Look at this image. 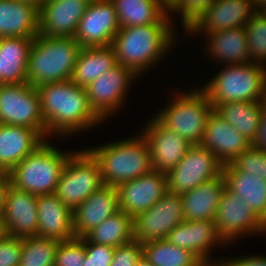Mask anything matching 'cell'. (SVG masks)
<instances>
[{"mask_svg":"<svg viewBox=\"0 0 266 266\" xmlns=\"http://www.w3.org/2000/svg\"><path fill=\"white\" fill-rule=\"evenodd\" d=\"M47 135L73 134L102 122L89 104L87 91L71 80L36 87Z\"/></svg>","mask_w":266,"mask_h":266,"instance_id":"1","label":"cell"},{"mask_svg":"<svg viewBox=\"0 0 266 266\" xmlns=\"http://www.w3.org/2000/svg\"><path fill=\"white\" fill-rule=\"evenodd\" d=\"M168 14L155 24L120 28L111 44L117 62L139 76L164 57L173 45L175 33Z\"/></svg>","mask_w":266,"mask_h":266,"instance_id":"2","label":"cell"},{"mask_svg":"<svg viewBox=\"0 0 266 266\" xmlns=\"http://www.w3.org/2000/svg\"><path fill=\"white\" fill-rule=\"evenodd\" d=\"M82 47L74 37L41 36L30 49L27 83L33 87L71 80Z\"/></svg>","mask_w":266,"mask_h":266,"instance_id":"3","label":"cell"},{"mask_svg":"<svg viewBox=\"0 0 266 266\" xmlns=\"http://www.w3.org/2000/svg\"><path fill=\"white\" fill-rule=\"evenodd\" d=\"M88 150L99 162L103 185L118 187L153 170L150 149L142 135Z\"/></svg>","mask_w":266,"mask_h":266,"instance_id":"4","label":"cell"},{"mask_svg":"<svg viewBox=\"0 0 266 266\" xmlns=\"http://www.w3.org/2000/svg\"><path fill=\"white\" fill-rule=\"evenodd\" d=\"M71 154L44 141L9 171L10 184L36 196L53 194Z\"/></svg>","mask_w":266,"mask_h":266,"instance_id":"5","label":"cell"},{"mask_svg":"<svg viewBox=\"0 0 266 266\" xmlns=\"http://www.w3.org/2000/svg\"><path fill=\"white\" fill-rule=\"evenodd\" d=\"M202 90L211 104L266 101V66L227 65Z\"/></svg>","mask_w":266,"mask_h":266,"instance_id":"6","label":"cell"},{"mask_svg":"<svg viewBox=\"0 0 266 266\" xmlns=\"http://www.w3.org/2000/svg\"><path fill=\"white\" fill-rule=\"evenodd\" d=\"M165 108L155 118L191 145L200 144L209 116L214 111L206 93L202 89L179 93Z\"/></svg>","mask_w":266,"mask_h":266,"instance_id":"7","label":"cell"},{"mask_svg":"<svg viewBox=\"0 0 266 266\" xmlns=\"http://www.w3.org/2000/svg\"><path fill=\"white\" fill-rule=\"evenodd\" d=\"M102 185L98 160L82 149L68 158L54 194L73 211Z\"/></svg>","mask_w":266,"mask_h":266,"instance_id":"8","label":"cell"},{"mask_svg":"<svg viewBox=\"0 0 266 266\" xmlns=\"http://www.w3.org/2000/svg\"><path fill=\"white\" fill-rule=\"evenodd\" d=\"M0 123L29 127L46 140L39 95L28 83L0 84Z\"/></svg>","mask_w":266,"mask_h":266,"instance_id":"9","label":"cell"},{"mask_svg":"<svg viewBox=\"0 0 266 266\" xmlns=\"http://www.w3.org/2000/svg\"><path fill=\"white\" fill-rule=\"evenodd\" d=\"M223 164L202 145H191L183 159L166 172L168 191L182 195L222 174Z\"/></svg>","mask_w":266,"mask_h":266,"instance_id":"10","label":"cell"},{"mask_svg":"<svg viewBox=\"0 0 266 266\" xmlns=\"http://www.w3.org/2000/svg\"><path fill=\"white\" fill-rule=\"evenodd\" d=\"M183 221L181 195L168 191L151 208L133 218L134 240L141 244L163 240Z\"/></svg>","mask_w":266,"mask_h":266,"instance_id":"11","label":"cell"},{"mask_svg":"<svg viewBox=\"0 0 266 266\" xmlns=\"http://www.w3.org/2000/svg\"><path fill=\"white\" fill-rule=\"evenodd\" d=\"M218 234L225 243L243 234L266 232V225L255 215L246 201L226 187L222 192L214 218ZM243 233V234H242Z\"/></svg>","mask_w":266,"mask_h":266,"instance_id":"12","label":"cell"},{"mask_svg":"<svg viewBox=\"0 0 266 266\" xmlns=\"http://www.w3.org/2000/svg\"><path fill=\"white\" fill-rule=\"evenodd\" d=\"M136 77L139 76L132 69L118 63L85 87L90 106L106 119L123 105L130 82Z\"/></svg>","mask_w":266,"mask_h":266,"instance_id":"13","label":"cell"},{"mask_svg":"<svg viewBox=\"0 0 266 266\" xmlns=\"http://www.w3.org/2000/svg\"><path fill=\"white\" fill-rule=\"evenodd\" d=\"M120 30L110 0L90 2L79 21L74 39L82 48L110 46Z\"/></svg>","mask_w":266,"mask_h":266,"instance_id":"14","label":"cell"},{"mask_svg":"<svg viewBox=\"0 0 266 266\" xmlns=\"http://www.w3.org/2000/svg\"><path fill=\"white\" fill-rule=\"evenodd\" d=\"M119 209L133 218L151 208L167 192L165 172H151L116 187Z\"/></svg>","mask_w":266,"mask_h":266,"instance_id":"15","label":"cell"},{"mask_svg":"<svg viewBox=\"0 0 266 266\" xmlns=\"http://www.w3.org/2000/svg\"><path fill=\"white\" fill-rule=\"evenodd\" d=\"M2 216L6 234L24 238L37 236V196L9 184L5 193Z\"/></svg>","mask_w":266,"mask_h":266,"instance_id":"16","label":"cell"},{"mask_svg":"<svg viewBox=\"0 0 266 266\" xmlns=\"http://www.w3.org/2000/svg\"><path fill=\"white\" fill-rule=\"evenodd\" d=\"M146 126L142 136L150 149L153 170L166 173L183 159L191 144L155 117Z\"/></svg>","mask_w":266,"mask_h":266,"instance_id":"17","label":"cell"},{"mask_svg":"<svg viewBox=\"0 0 266 266\" xmlns=\"http://www.w3.org/2000/svg\"><path fill=\"white\" fill-rule=\"evenodd\" d=\"M255 12L252 0H214L186 32L211 34L244 27Z\"/></svg>","mask_w":266,"mask_h":266,"instance_id":"18","label":"cell"},{"mask_svg":"<svg viewBox=\"0 0 266 266\" xmlns=\"http://www.w3.org/2000/svg\"><path fill=\"white\" fill-rule=\"evenodd\" d=\"M87 0H47L39 10V35L74 37Z\"/></svg>","mask_w":266,"mask_h":266,"instance_id":"19","label":"cell"},{"mask_svg":"<svg viewBox=\"0 0 266 266\" xmlns=\"http://www.w3.org/2000/svg\"><path fill=\"white\" fill-rule=\"evenodd\" d=\"M119 210L116 187L102 185L73 210L75 237H84L89 231Z\"/></svg>","mask_w":266,"mask_h":266,"instance_id":"20","label":"cell"},{"mask_svg":"<svg viewBox=\"0 0 266 266\" xmlns=\"http://www.w3.org/2000/svg\"><path fill=\"white\" fill-rule=\"evenodd\" d=\"M200 145L212 151L224 165L231 163L252 143L213 111L209 116Z\"/></svg>","mask_w":266,"mask_h":266,"instance_id":"21","label":"cell"},{"mask_svg":"<svg viewBox=\"0 0 266 266\" xmlns=\"http://www.w3.org/2000/svg\"><path fill=\"white\" fill-rule=\"evenodd\" d=\"M165 239L177 247L190 250L203 263H212L209 252L215 244H226L218 234L214 220L183 221Z\"/></svg>","mask_w":266,"mask_h":266,"instance_id":"22","label":"cell"},{"mask_svg":"<svg viewBox=\"0 0 266 266\" xmlns=\"http://www.w3.org/2000/svg\"><path fill=\"white\" fill-rule=\"evenodd\" d=\"M37 236L65 241L75 238L73 211L54 193L37 196Z\"/></svg>","mask_w":266,"mask_h":266,"instance_id":"23","label":"cell"},{"mask_svg":"<svg viewBox=\"0 0 266 266\" xmlns=\"http://www.w3.org/2000/svg\"><path fill=\"white\" fill-rule=\"evenodd\" d=\"M225 187V178L221 174L183 193L181 200L184 220H214Z\"/></svg>","mask_w":266,"mask_h":266,"instance_id":"24","label":"cell"},{"mask_svg":"<svg viewBox=\"0 0 266 266\" xmlns=\"http://www.w3.org/2000/svg\"><path fill=\"white\" fill-rule=\"evenodd\" d=\"M44 141L34 129L0 123V168L9 172Z\"/></svg>","mask_w":266,"mask_h":266,"instance_id":"25","label":"cell"},{"mask_svg":"<svg viewBox=\"0 0 266 266\" xmlns=\"http://www.w3.org/2000/svg\"><path fill=\"white\" fill-rule=\"evenodd\" d=\"M222 174L226 188L246 201L266 225V180L258 175L237 170L231 163L223 165Z\"/></svg>","mask_w":266,"mask_h":266,"instance_id":"26","label":"cell"},{"mask_svg":"<svg viewBox=\"0 0 266 266\" xmlns=\"http://www.w3.org/2000/svg\"><path fill=\"white\" fill-rule=\"evenodd\" d=\"M34 38H0V84L27 83V67Z\"/></svg>","mask_w":266,"mask_h":266,"instance_id":"27","label":"cell"},{"mask_svg":"<svg viewBox=\"0 0 266 266\" xmlns=\"http://www.w3.org/2000/svg\"><path fill=\"white\" fill-rule=\"evenodd\" d=\"M39 34V10L17 0H0V38Z\"/></svg>","mask_w":266,"mask_h":266,"instance_id":"28","label":"cell"},{"mask_svg":"<svg viewBox=\"0 0 266 266\" xmlns=\"http://www.w3.org/2000/svg\"><path fill=\"white\" fill-rule=\"evenodd\" d=\"M208 36V37H207ZM209 42L206 43L211 57L219 59L227 65H243L250 63L248 42L245 27L225 29L206 34Z\"/></svg>","mask_w":266,"mask_h":266,"instance_id":"29","label":"cell"},{"mask_svg":"<svg viewBox=\"0 0 266 266\" xmlns=\"http://www.w3.org/2000/svg\"><path fill=\"white\" fill-rule=\"evenodd\" d=\"M212 105L216 114L236 128L252 144L255 142L266 101H237Z\"/></svg>","mask_w":266,"mask_h":266,"instance_id":"30","label":"cell"},{"mask_svg":"<svg viewBox=\"0 0 266 266\" xmlns=\"http://www.w3.org/2000/svg\"><path fill=\"white\" fill-rule=\"evenodd\" d=\"M118 64L112 46L82 48L71 81L81 87H87L99 76Z\"/></svg>","mask_w":266,"mask_h":266,"instance_id":"31","label":"cell"},{"mask_svg":"<svg viewBox=\"0 0 266 266\" xmlns=\"http://www.w3.org/2000/svg\"><path fill=\"white\" fill-rule=\"evenodd\" d=\"M120 28L158 23L168 10L158 0H110Z\"/></svg>","mask_w":266,"mask_h":266,"instance_id":"32","label":"cell"},{"mask_svg":"<svg viewBox=\"0 0 266 266\" xmlns=\"http://www.w3.org/2000/svg\"><path fill=\"white\" fill-rule=\"evenodd\" d=\"M89 242L117 247L134 239L133 217L119 210L84 236Z\"/></svg>","mask_w":266,"mask_h":266,"instance_id":"33","label":"cell"},{"mask_svg":"<svg viewBox=\"0 0 266 266\" xmlns=\"http://www.w3.org/2000/svg\"><path fill=\"white\" fill-rule=\"evenodd\" d=\"M143 254L153 266H201L203 262L190 250L166 239L143 244Z\"/></svg>","mask_w":266,"mask_h":266,"instance_id":"34","label":"cell"},{"mask_svg":"<svg viewBox=\"0 0 266 266\" xmlns=\"http://www.w3.org/2000/svg\"><path fill=\"white\" fill-rule=\"evenodd\" d=\"M59 240L40 236L22 238L19 266H54Z\"/></svg>","mask_w":266,"mask_h":266,"instance_id":"35","label":"cell"},{"mask_svg":"<svg viewBox=\"0 0 266 266\" xmlns=\"http://www.w3.org/2000/svg\"><path fill=\"white\" fill-rule=\"evenodd\" d=\"M250 63L265 65L266 63V15L256 11L244 26Z\"/></svg>","mask_w":266,"mask_h":266,"instance_id":"36","label":"cell"},{"mask_svg":"<svg viewBox=\"0 0 266 266\" xmlns=\"http://www.w3.org/2000/svg\"><path fill=\"white\" fill-rule=\"evenodd\" d=\"M85 256V237L60 241L55 254L54 266H82Z\"/></svg>","mask_w":266,"mask_h":266,"instance_id":"37","label":"cell"},{"mask_svg":"<svg viewBox=\"0 0 266 266\" xmlns=\"http://www.w3.org/2000/svg\"><path fill=\"white\" fill-rule=\"evenodd\" d=\"M231 164L240 171L258 175L266 180V151L251 145L237 156Z\"/></svg>","mask_w":266,"mask_h":266,"instance_id":"38","label":"cell"},{"mask_svg":"<svg viewBox=\"0 0 266 266\" xmlns=\"http://www.w3.org/2000/svg\"><path fill=\"white\" fill-rule=\"evenodd\" d=\"M213 2L214 0H179L169 11L181 14L182 26L187 31Z\"/></svg>","mask_w":266,"mask_h":266,"instance_id":"39","label":"cell"},{"mask_svg":"<svg viewBox=\"0 0 266 266\" xmlns=\"http://www.w3.org/2000/svg\"><path fill=\"white\" fill-rule=\"evenodd\" d=\"M143 254V244L132 240L115 247L110 266H136L137 260Z\"/></svg>","mask_w":266,"mask_h":266,"instance_id":"40","label":"cell"},{"mask_svg":"<svg viewBox=\"0 0 266 266\" xmlns=\"http://www.w3.org/2000/svg\"><path fill=\"white\" fill-rule=\"evenodd\" d=\"M115 248L89 242L86 239V256L82 266H110Z\"/></svg>","mask_w":266,"mask_h":266,"instance_id":"41","label":"cell"},{"mask_svg":"<svg viewBox=\"0 0 266 266\" xmlns=\"http://www.w3.org/2000/svg\"><path fill=\"white\" fill-rule=\"evenodd\" d=\"M22 238L6 235L0 239V266H19Z\"/></svg>","mask_w":266,"mask_h":266,"instance_id":"42","label":"cell"},{"mask_svg":"<svg viewBox=\"0 0 266 266\" xmlns=\"http://www.w3.org/2000/svg\"><path fill=\"white\" fill-rule=\"evenodd\" d=\"M222 266H266V257L256 256H241V258L222 260L219 262Z\"/></svg>","mask_w":266,"mask_h":266,"instance_id":"43","label":"cell"},{"mask_svg":"<svg viewBox=\"0 0 266 266\" xmlns=\"http://www.w3.org/2000/svg\"><path fill=\"white\" fill-rule=\"evenodd\" d=\"M252 145L266 151V105L263 107L261 112L259 132L255 142Z\"/></svg>","mask_w":266,"mask_h":266,"instance_id":"44","label":"cell"},{"mask_svg":"<svg viewBox=\"0 0 266 266\" xmlns=\"http://www.w3.org/2000/svg\"><path fill=\"white\" fill-rule=\"evenodd\" d=\"M9 184H10L9 172H7L3 168H0V209L1 210L3 208L5 193Z\"/></svg>","mask_w":266,"mask_h":266,"instance_id":"45","label":"cell"},{"mask_svg":"<svg viewBox=\"0 0 266 266\" xmlns=\"http://www.w3.org/2000/svg\"><path fill=\"white\" fill-rule=\"evenodd\" d=\"M17 1H20L22 3H26V4H29V5H32L35 8H37L38 10H40V8L43 6V4L47 0H17Z\"/></svg>","mask_w":266,"mask_h":266,"instance_id":"46","label":"cell"},{"mask_svg":"<svg viewBox=\"0 0 266 266\" xmlns=\"http://www.w3.org/2000/svg\"><path fill=\"white\" fill-rule=\"evenodd\" d=\"M256 11H263L266 8V0H252Z\"/></svg>","mask_w":266,"mask_h":266,"instance_id":"47","label":"cell"},{"mask_svg":"<svg viewBox=\"0 0 266 266\" xmlns=\"http://www.w3.org/2000/svg\"><path fill=\"white\" fill-rule=\"evenodd\" d=\"M169 12L179 0H158Z\"/></svg>","mask_w":266,"mask_h":266,"instance_id":"48","label":"cell"},{"mask_svg":"<svg viewBox=\"0 0 266 266\" xmlns=\"http://www.w3.org/2000/svg\"><path fill=\"white\" fill-rule=\"evenodd\" d=\"M6 235L7 234L2 216V210L0 209V239L4 238Z\"/></svg>","mask_w":266,"mask_h":266,"instance_id":"49","label":"cell"},{"mask_svg":"<svg viewBox=\"0 0 266 266\" xmlns=\"http://www.w3.org/2000/svg\"><path fill=\"white\" fill-rule=\"evenodd\" d=\"M136 266H153L149 260L145 257L144 254L140 256V258L137 260Z\"/></svg>","mask_w":266,"mask_h":266,"instance_id":"50","label":"cell"},{"mask_svg":"<svg viewBox=\"0 0 266 266\" xmlns=\"http://www.w3.org/2000/svg\"><path fill=\"white\" fill-rule=\"evenodd\" d=\"M201 266H222V265L219 263V261L218 263L217 262L215 263L214 261L212 263H203Z\"/></svg>","mask_w":266,"mask_h":266,"instance_id":"51","label":"cell"},{"mask_svg":"<svg viewBox=\"0 0 266 266\" xmlns=\"http://www.w3.org/2000/svg\"><path fill=\"white\" fill-rule=\"evenodd\" d=\"M89 3L90 2H97V1H101V0H87Z\"/></svg>","mask_w":266,"mask_h":266,"instance_id":"52","label":"cell"}]
</instances>
